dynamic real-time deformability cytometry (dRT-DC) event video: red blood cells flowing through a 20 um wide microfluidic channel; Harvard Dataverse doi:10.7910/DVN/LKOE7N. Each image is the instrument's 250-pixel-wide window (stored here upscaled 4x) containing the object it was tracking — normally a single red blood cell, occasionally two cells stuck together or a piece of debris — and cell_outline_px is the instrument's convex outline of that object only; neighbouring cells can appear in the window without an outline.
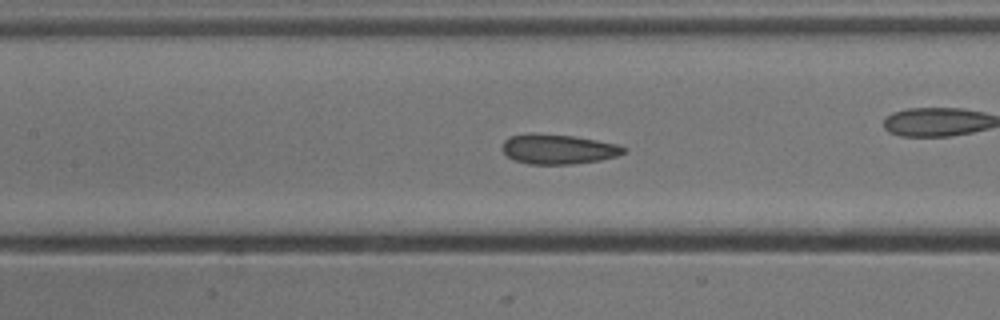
{"species": "common noctule bat (a hibernating species)", "species_latin": "Nyctalus noctula", "temperature_condition": "cold", "stored_images_in_passage": 53, "camera_frame_rate_fps": 3000, "um_per_image_px": 0.085, "animal": {"sex": "male", "body_mass_g": 13.3}, "frame": {"image": 1, "passage_image": 23, "time_ms": 7.333, "image_size_px": [1000, 320], "cell_outline_px": [[628, 148], [624, 152], [616, 156], [600, 160], [572, 164], [528, 164], [512, 160], [500, 148], [504, 140], [508, 136], [572, 136], [620, 144]], "centroid_in_image_um": [47.48, 12.72], "position_along_channel_um": 159.9, "area_um2": 20.46}, "authors_computed_cell_mechanics": {"area_um2": 22.253, "velocity_mm_per_s": 3.8829, "shape_relaxation_time_tau1_ms": 7.6727, "shape_relaxation_time_tau2_ms": 1.804, "deformation_change_tau1": 0.1858, "deformation_change_tau2": 0.0684}}